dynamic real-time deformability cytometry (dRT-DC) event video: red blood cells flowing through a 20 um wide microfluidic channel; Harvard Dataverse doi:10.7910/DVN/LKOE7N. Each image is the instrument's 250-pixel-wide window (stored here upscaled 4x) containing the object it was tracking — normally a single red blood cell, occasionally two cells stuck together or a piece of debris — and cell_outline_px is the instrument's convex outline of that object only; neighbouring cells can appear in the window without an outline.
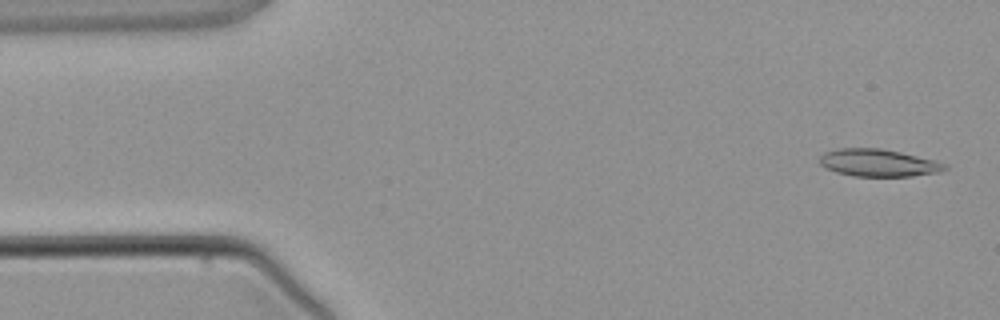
{"species": "common noctule bat (a hibernating species)", "species_latin": "Nyctalus noctula", "temperature_condition": "warm", "stored_images_in_passage": 4, "camera_frame_rate_fps": 3000, "um_per_image_px": 0.085, "animal": {"sex": "male", "body_mass_g": 21.5, "forearm_length_mm": 52.0}, "frame": {"image": 1, "passage_image": 1, "time_ms": 0.0, "image_size_px": [1000, 320], "cell_outline_px": [[948, 168], [940, 172], [912, 176], [852, 176], [836, 172], [820, 164], [820, 156], [824, 152], [836, 148], [880, 148], [900, 152], [936, 160], [948, 164]], "centroid_in_image_um": [74.69, 13.84], "position_along_channel_um": 10.3, "area_um2": 20.06}}
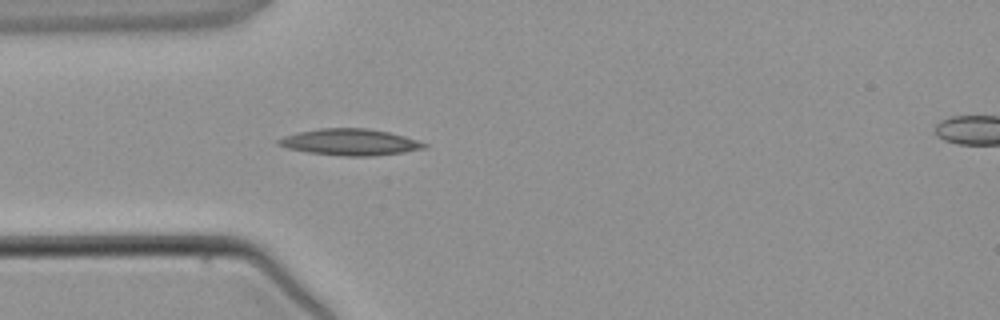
{"frame": {"image": 2, "passage_image": 3, "time_ms": 3.333, "image_size_px": [1000, 320], "cell_outline_px": [[428, 148], [404, 152], [376, 156], [344, 156], [308, 152], [288, 148], [276, 144], [276, 140], [284, 136], [300, 132], [320, 128], [368, 128], [388, 132], [420, 140], [428, 144]], "centroid_in_image_um": [29.8, 12.08], "position_along_channel_um": 55.2, "area_um2": 22.54}}